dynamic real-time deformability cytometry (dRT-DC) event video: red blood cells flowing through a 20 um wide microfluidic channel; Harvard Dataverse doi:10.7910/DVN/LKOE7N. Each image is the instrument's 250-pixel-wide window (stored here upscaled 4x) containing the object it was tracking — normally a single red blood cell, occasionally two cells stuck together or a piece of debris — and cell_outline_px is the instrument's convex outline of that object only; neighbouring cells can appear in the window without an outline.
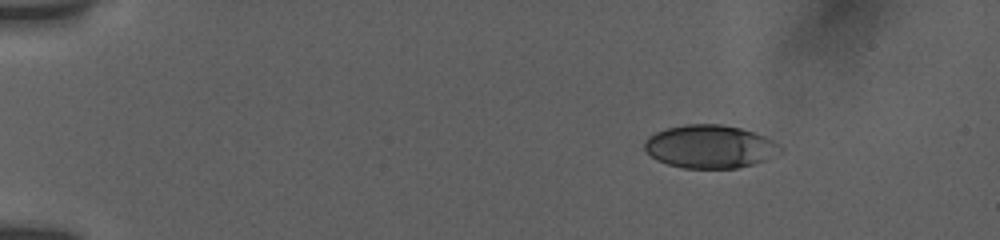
{"species": "human", "species_latin": "Homo sapiens", "temperature_condition": "room temperature", "stored_images_in_passage": 47, "camera_frame_rate_fps": 3000, "um_per_image_px": 0.085, "donor": {"sex": "female"}, "frame": {"image": 1, "passage_image": 1, "time_ms": 0.0, "image_size_px": [1000, 240], "cell_outline_px": [[784, 152], [764, 160], [752, 164], [736, 168], [684, 168], [668, 164], [656, 160], [644, 148], [644, 144], [648, 136], [656, 132], [668, 128], [684, 124], [720, 124], [740, 128], [764, 136], [772, 140], [784, 148]], "centroid_in_image_um": [60.36, 12.46], "position_along_channel_um": 24.6, "area_um2": 34.04}}
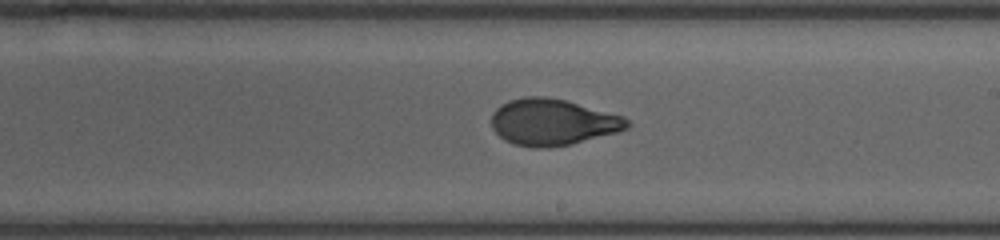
{"frame": {"image": 2, "passage_image": 26, "time_ms": 8.333, "image_size_px": [1000, 240], "cell_outline_px": [[632, 124], [628, 128], [616, 132], [572, 144], [548, 148], [532, 148], [512, 144], [504, 140], [492, 128], [492, 112], [500, 104], [508, 100], [524, 96], [548, 96], [564, 100], [624, 116]], "centroid_in_image_um": [46.95, 10.38], "position_along_channel_um": 242.1, "area_um2": 36.93}}
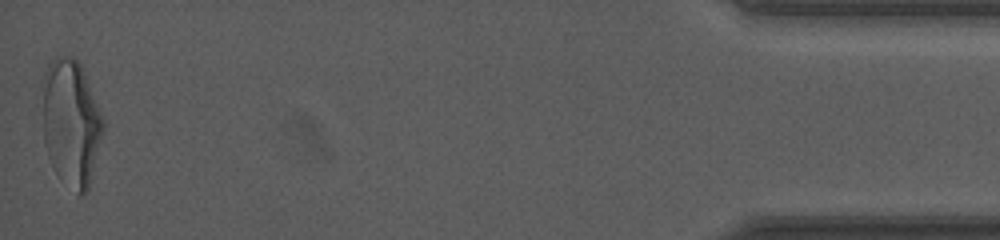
{"frame": {"image": 3, "passage_image": 47, "time_ms": 15.333, "image_size_px": [1000, 240], "cell_outline_px": [[104, 128], [88, 192], [80, 196], [56, 172], [48, 156], [44, 144], [44, 72], [48, 64], [56, 56], [72, 56], [80, 64], [104, 120]], "centroid_in_image_um": [6.06, 10.44], "position_along_channel_um": 429.1, "area_um2": 44.1}, "authors_computed_cell_mechanics": {"area_um2": 36.5874, "velocity_mm_per_s": 3.8473, "shape_relaxation_time_tau1_ms": 4.4941, "shape_relaxation_time_tau2_ms": 0.7596, "deformation_change_tau1": 0.1893, "deformation_change_tau2": 0.0657}}